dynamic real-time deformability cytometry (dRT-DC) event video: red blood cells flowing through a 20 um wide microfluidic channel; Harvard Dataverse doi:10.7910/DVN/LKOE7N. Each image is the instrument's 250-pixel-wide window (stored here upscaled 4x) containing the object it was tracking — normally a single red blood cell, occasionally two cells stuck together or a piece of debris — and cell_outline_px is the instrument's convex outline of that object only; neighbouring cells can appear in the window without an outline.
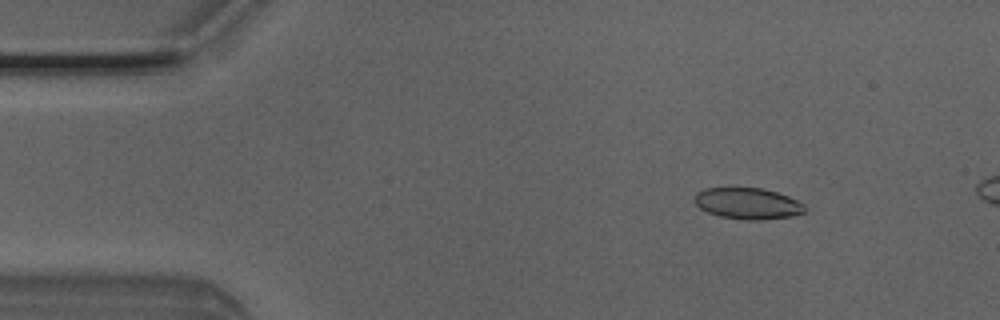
{"species": "Egyptian fruit bat (a non-hibernating species)", "species_latin": "Rousettus aegyptiacus", "temperature_condition": "room temperature", "stored_images_in_passage": 4, "camera_frame_rate_fps": 3000, "um_per_image_px": 0.085, "animal": {"sex": "male"}, "frame": {"image": 1, "passage_image": 2, "time_ms": 0.333, "image_size_px": [1000, 320], "cell_outline_px": [[808, 212], [792, 216], [760, 220], [744, 220], [720, 216], [708, 212], [700, 208], [692, 200], [696, 192], [704, 188], [760, 188], [776, 192], [788, 196], [804, 204]], "centroid_in_image_um": [63.56, 17.3], "position_along_channel_um": 21.4, "area_um2": 20.23}}